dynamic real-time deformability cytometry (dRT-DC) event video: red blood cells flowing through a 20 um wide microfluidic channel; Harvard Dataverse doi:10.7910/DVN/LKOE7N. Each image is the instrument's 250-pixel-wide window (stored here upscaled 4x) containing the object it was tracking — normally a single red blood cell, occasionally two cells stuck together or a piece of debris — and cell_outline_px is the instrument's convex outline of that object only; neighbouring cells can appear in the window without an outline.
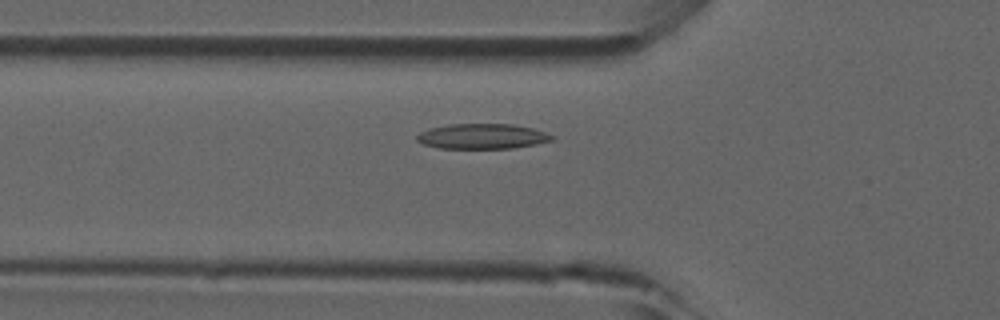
{"species": "common noctule bat (a hibernating species)", "species_latin": "Nyctalus noctula", "temperature_condition": "room temperature", "stored_images_in_passage": 46, "camera_frame_rate_fps": 3000, "um_per_image_px": 0.085, "animal": {"sex": "male", "forearm_length_mm": 52.5}, "frame": {"image": 1, "passage_image": 14, "time_ms": 4.333, "image_size_px": [1000, 320], "cell_outline_px": [[556, 136], [552, 140], [536, 144], [512, 148], [440, 148], [424, 144], [416, 140], [416, 136], [420, 132], [432, 128], [448, 124], [512, 124], [532, 128]], "centroid_in_image_um": [41.0, 11.58], "position_along_channel_um": 84.8, "area_um2": 19.65}}